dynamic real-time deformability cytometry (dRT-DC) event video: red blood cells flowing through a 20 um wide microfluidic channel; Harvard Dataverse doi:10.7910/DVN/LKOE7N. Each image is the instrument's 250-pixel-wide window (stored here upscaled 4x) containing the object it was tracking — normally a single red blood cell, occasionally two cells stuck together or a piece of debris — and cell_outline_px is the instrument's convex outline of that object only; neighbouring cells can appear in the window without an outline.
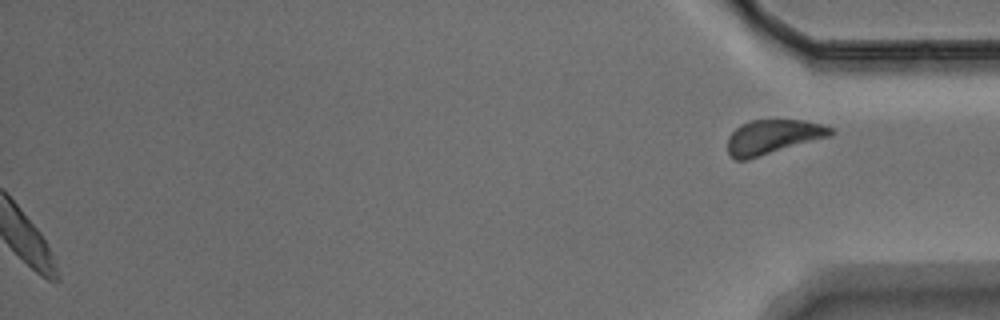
{"species": "Egyptian fruit bat (a non-hibernating species)", "species_latin": "Rousettus aegyptiacus", "temperature_condition": "warm", "stored_images_in_passage": 49, "segment_of_instrument_passage": [2, 2], "camera_frame_rate_fps": 3000, "um_per_image_px": 0.085, "animal": {"sex": "male"}, "frame": {"image": 1, "passage_image": 49, "time_ms": 16.0, "image_size_px": [1000, 320], "cell_outline_px": [[836, 132], [832, 136], [748, 160], [736, 160], [728, 152], [728, 136], [740, 124], [748, 120], [804, 120], [820, 124], [832, 128]], "centroid_in_image_um": [65.71, 11.64], "position_along_channel_um": 369.5, "area_um2": 20.92}}